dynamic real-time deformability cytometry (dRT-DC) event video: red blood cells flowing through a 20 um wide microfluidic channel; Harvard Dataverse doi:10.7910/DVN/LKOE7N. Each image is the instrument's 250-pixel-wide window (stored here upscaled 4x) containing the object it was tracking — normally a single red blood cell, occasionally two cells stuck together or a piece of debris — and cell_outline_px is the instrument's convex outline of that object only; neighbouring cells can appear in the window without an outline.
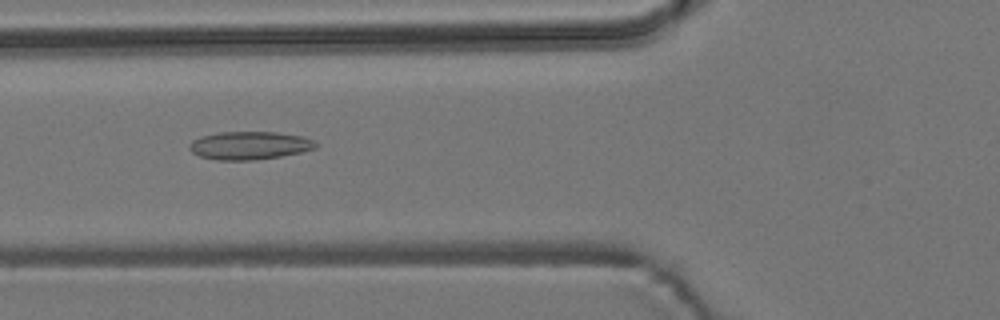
{"species": "common noctule bat (a hibernating species)", "species_latin": "Nyctalus noctula", "temperature_condition": "room temperature", "stored_images_in_passage": 54, "camera_frame_rate_fps": 3000, "um_per_image_px": 0.085, "animal": {"sex": "male", "body_mass_g": 19.2, "forearm_length_mm": 51.8}, "frame": {"image": 1, "passage_image": 20, "time_ms": 6.333, "image_size_px": [1000, 320], "cell_outline_px": [[316, 148], [300, 152], [280, 156], [252, 160], [216, 160], [200, 156], [192, 152], [188, 148], [188, 144], [192, 140], [200, 136], [220, 132], [276, 132], [300, 136], [312, 140], [316, 144]], "centroid_in_image_um": [21.14, 12.36], "position_along_channel_um": 104.7, "area_um2": 20.52}}
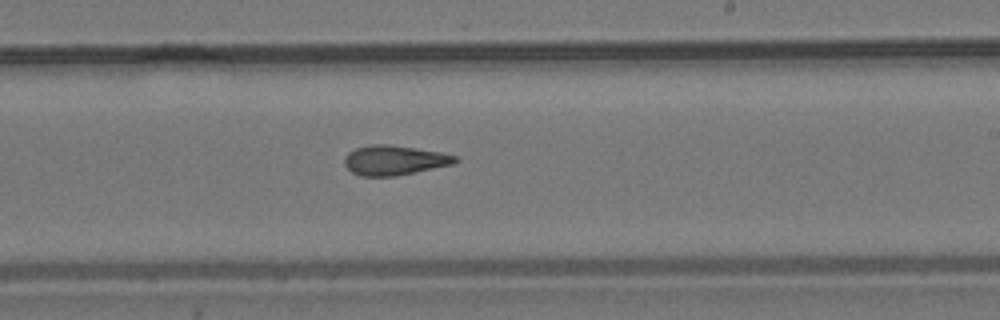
{"frame": {"image": 2, "passage_image": 32, "time_ms": 10.333, "image_size_px": [1000, 320], "cell_outline_px": [[460, 160], [456, 164], [396, 176], [360, 176], [352, 172], [344, 164], [344, 160], [348, 152], [356, 148], [368, 144], [388, 144], [416, 148], [440, 152], [456, 156]], "centroid_in_image_um": [33.54, 13.62], "position_along_channel_um": 255.5, "area_um2": 19.36}}
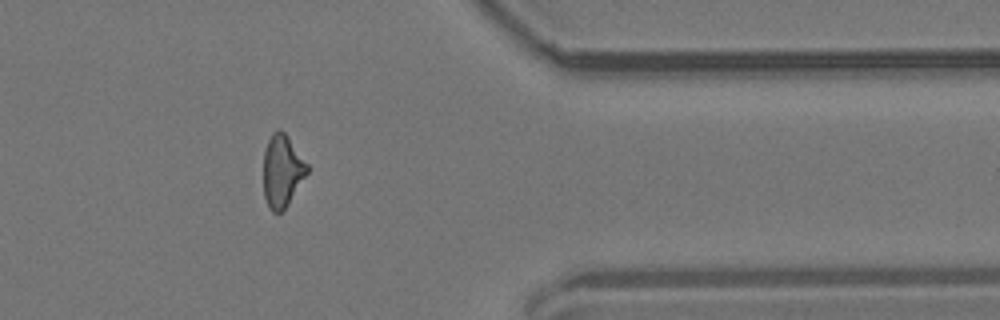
{"frame": {"image": 3, "passage_image": 44, "time_ms": 14.333, "image_size_px": [1000, 320], "cell_outline_px": [[308, 172], [288, 204], [280, 212], [272, 212], [268, 208], [264, 196], [264, 152], [268, 140], [272, 132], [280, 128], [288, 136], [308, 164]], "centroid_in_image_um": [23.98, 14.51], "position_along_channel_um": 387.4, "area_um2": 18.38}, "authors_computed_cell_mechanics": {"area_um2": 19.363, "velocity_mm_per_s": 3.7645, "shape_relaxation_time_tau1_ms": null, "shape_relaxation_time_tau2_ms": 3.2367, "deformation_change_tau1": null, "deformation_change_tau2": 0.1241}}